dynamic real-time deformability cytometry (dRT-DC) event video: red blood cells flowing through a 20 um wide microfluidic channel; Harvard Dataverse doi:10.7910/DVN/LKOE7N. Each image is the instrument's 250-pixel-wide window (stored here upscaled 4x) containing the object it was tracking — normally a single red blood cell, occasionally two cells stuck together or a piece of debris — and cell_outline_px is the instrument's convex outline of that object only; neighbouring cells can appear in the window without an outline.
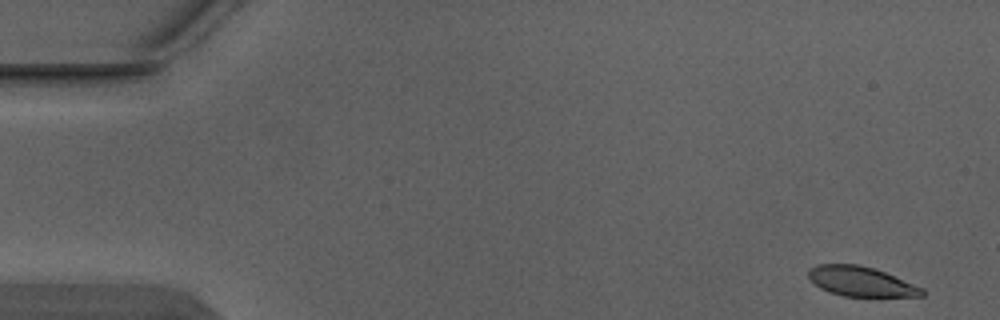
{"species": "Egyptian fruit bat (a non-hibernating species)", "species_latin": "Rousettus aegyptiacus", "temperature_condition": "warm", "stored_images_in_passage": 4, "camera_frame_rate_fps": 3000, "um_per_image_px": 0.085, "animal": {"sex": "male"}, "frame": {"image": 1, "passage_image": 1, "time_ms": 0.0, "image_size_px": [1000, 320], "cell_outline_px": [[924, 296], [844, 296], [828, 292], [820, 288], [808, 276], [808, 268], [816, 264], [856, 264], [872, 268], [884, 272], [924, 288]], "centroid_in_image_um": [73.15, 23.92], "position_along_channel_um": 11.8, "area_um2": 19.54}}
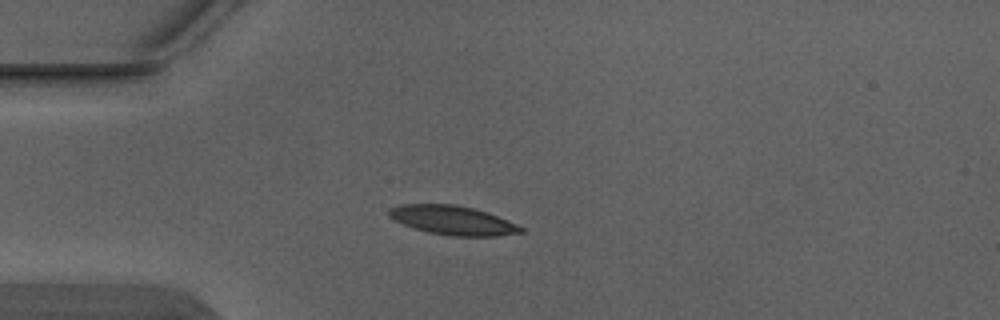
{"frame": {"image": 2, "passage_image": 4, "time_ms": 1.0, "image_size_px": [1000, 320], "cell_outline_px": [[524, 232], [500, 236], [452, 236], [428, 232], [404, 224], [388, 216], [388, 208], [400, 204], [456, 204], [488, 212], [516, 224], [524, 228]], "centroid_in_image_um": [38.5, 18.72], "position_along_channel_um": 46.5, "area_um2": 22.31}}